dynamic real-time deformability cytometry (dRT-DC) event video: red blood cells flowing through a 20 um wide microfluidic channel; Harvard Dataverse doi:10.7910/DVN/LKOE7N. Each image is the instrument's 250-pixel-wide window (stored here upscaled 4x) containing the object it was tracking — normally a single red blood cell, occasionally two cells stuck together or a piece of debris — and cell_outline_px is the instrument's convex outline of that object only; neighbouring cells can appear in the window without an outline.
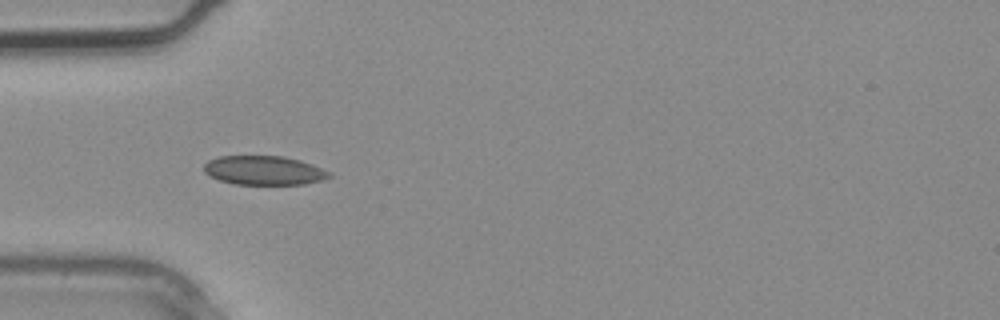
{"species": "common noctule bat (a hibernating species)", "species_latin": "Nyctalus noctula", "temperature_condition": "warm", "stored_images_in_passage": 2, "camera_frame_rate_fps": 3000, "um_per_image_px": 0.085, "animal": {"sex": "male", "body_mass_g": 20.4}, "frame": {"image": 1, "passage_image": 2, "time_ms": 0.333, "image_size_px": [1000, 320], "cell_outline_px": [[332, 176], [320, 180], [304, 184], [236, 184], [220, 180], [204, 172], [204, 164], [208, 160], [220, 156], [284, 156], [300, 160], [312, 164], [332, 172]], "centroid_in_image_um": [22.46, 14.47], "position_along_channel_um": 62.5, "area_um2": 21.15}}